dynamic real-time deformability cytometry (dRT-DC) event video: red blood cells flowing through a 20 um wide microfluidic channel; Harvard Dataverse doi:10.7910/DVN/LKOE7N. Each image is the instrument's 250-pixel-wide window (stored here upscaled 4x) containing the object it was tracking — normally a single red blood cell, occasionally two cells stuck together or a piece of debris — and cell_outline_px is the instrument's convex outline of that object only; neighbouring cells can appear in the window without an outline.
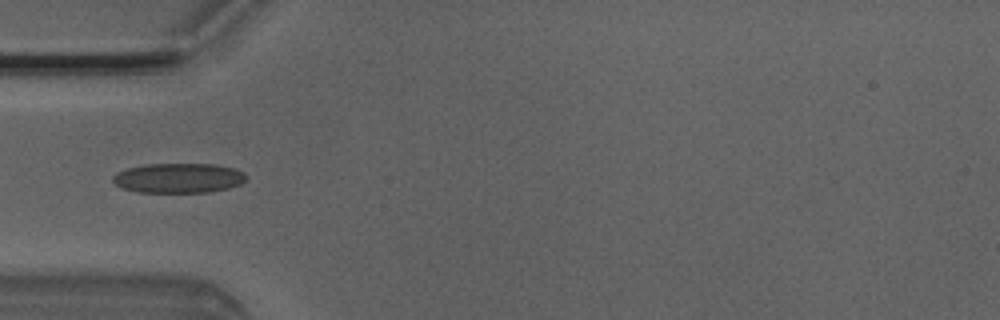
{"species": "Egyptian fruit bat (a non-hibernating species)", "species_latin": "Rousettus aegyptiacus", "temperature_condition": "room temperature", "stored_images_in_passage": 5, "camera_frame_rate_fps": 3000, "um_per_image_px": 0.085, "animal": {"sex": "male"}, "frame": {"image": 1, "passage_image": 5, "time_ms": 1.333, "image_size_px": [1000, 320], "cell_outline_px": [[244, 180], [240, 184], [228, 188], [208, 192], [136, 192], [120, 188], [112, 180], [112, 176], [116, 172], [128, 168], [144, 164], [212, 164], [232, 168], [244, 172]], "centroid_in_image_um": [15.11, 15.13], "position_along_channel_um": 69.9, "area_um2": 23.06}}